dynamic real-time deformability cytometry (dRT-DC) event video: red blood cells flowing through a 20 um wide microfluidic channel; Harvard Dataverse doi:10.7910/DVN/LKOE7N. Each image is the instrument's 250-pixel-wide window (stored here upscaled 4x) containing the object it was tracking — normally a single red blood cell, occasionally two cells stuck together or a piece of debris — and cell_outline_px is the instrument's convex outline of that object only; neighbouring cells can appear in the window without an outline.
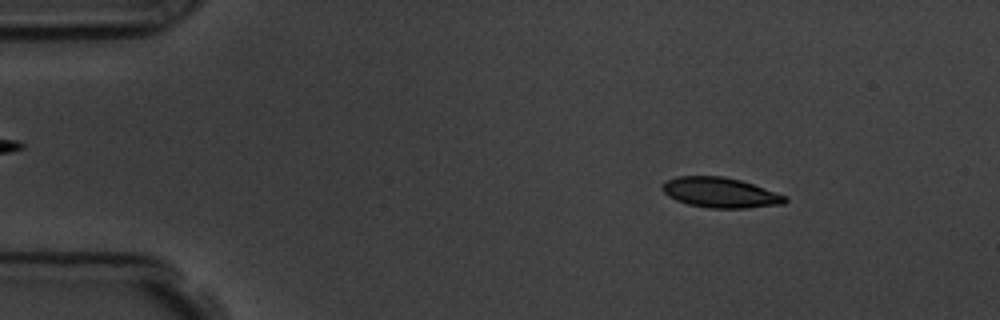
{"species": "common noctule bat (a hibernating species)", "species_latin": "Nyctalus noctula", "temperature_condition": "room temperature", "stored_images_in_passage": 55, "camera_frame_rate_fps": 3000, "um_per_image_px": 0.085, "animal": {"sex": "male", "body_mass_g": 19.5, "forearm_length_mm": 54.6}, "frame": {"image": 1, "passage_image": 7, "time_ms": 2.0, "image_size_px": [1000, 320], "cell_outline_px": [[788, 200], [784, 204], [744, 208], [712, 208], [688, 204], [676, 200], [668, 196], [660, 188], [660, 184], [664, 180], [676, 176], [724, 176], [740, 180], [788, 196]], "centroid_in_image_um": [61.19, 16.36], "position_along_channel_um": 23.8, "area_um2": 21.73}}
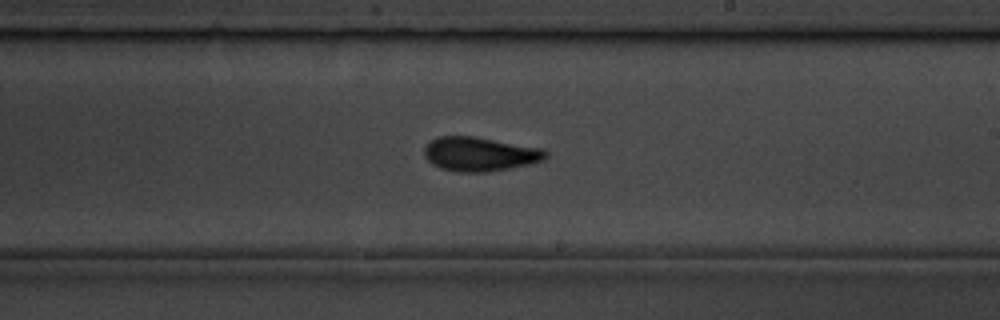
{"frame": {"image": 2, "passage_image": 32, "time_ms": 10.333, "image_size_px": [1000, 320], "cell_outline_px": [[548, 156], [544, 160], [528, 164], [488, 172], [456, 172], [440, 168], [432, 164], [424, 156], [424, 148], [432, 140], [440, 136], [472, 136], [544, 148], [548, 152]], "centroid_in_image_um": [40.8, 13.1], "position_along_channel_um": 248.2, "area_um2": 24.16}}
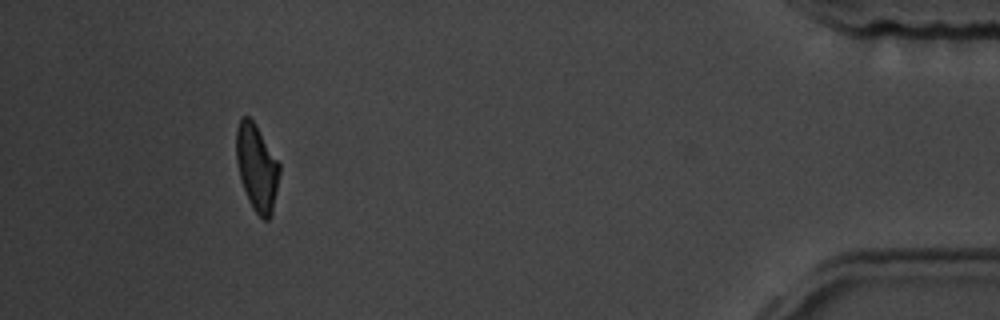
{"frame": {"image": 3, "passage_image": 51, "time_ms": 16.667, "image_size_px": [1000, 320], "cell_outline_px": [[280, 172], [272, 216], [268, 220], [264, 220], [252, 208], [248, 200], [240, 176], [236, 160], [236, 128], [240, 116], [248, 116], [256, 124], [280, 164]], "centroid_in_image_um": [21.83, 14.23], "position_along_channel_um": 413.4, "area_um2": 21.91}, "authors_computed_cell_mechanics": {"area_um2": 22.542, "velocity_mm_per_s": 3.6118, "shape_relaxation_time_tau1_ms": 4.4056, "shape_relaxation_time_tau2_ms": 2.5487, "deformation_change_tau1": 0.1592, "deformation_change_tau2": 0.0756}}